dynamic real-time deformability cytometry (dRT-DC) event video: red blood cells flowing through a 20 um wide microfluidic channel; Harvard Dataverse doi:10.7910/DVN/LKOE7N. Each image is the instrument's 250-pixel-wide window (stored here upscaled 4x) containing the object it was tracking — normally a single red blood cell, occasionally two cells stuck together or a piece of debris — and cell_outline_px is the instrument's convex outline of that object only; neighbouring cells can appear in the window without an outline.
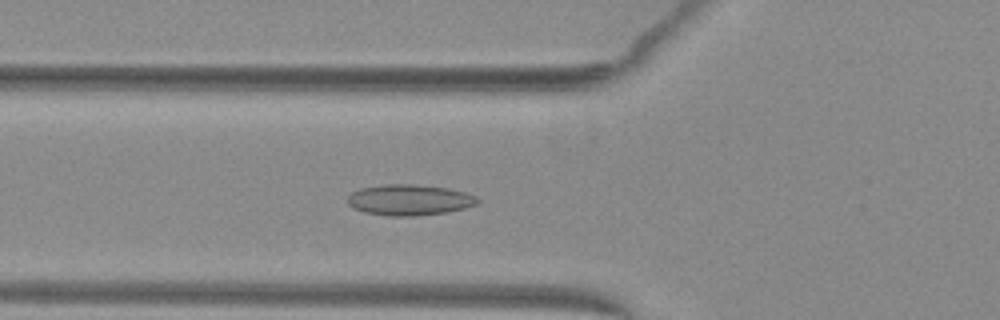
{"species": "common noctule bat (a hibernating species)", "species_latin": "Nyctalus noctula", "temperature_condition": "warm", "stored_images_in_passage": 37, "camera_frame_rate_fps": 3000, "um_per_image_px": 0.085, "animal": {"sex": "female", "body_mass_g": 29.2, "forearm_length_mm": 56.3}, "frame": {"image": 1, "passage_image": 5, "time_ms": 1.333, "image_size_px": [1000, 320], "cell_outline_px": [[480, 200], [476, 204], [464, 208], [448, 212], [416, 216], [388, 216], [364, 212], [352, 208], [348, 204], [348, 196], [352, 192], [360, 188], [384, 184], [416, 184], [448, 188], [464, 192], [476, 196]], "centroid_in_image_um": [34.78, 16.99], "position_along_channel_um": 91.0, "area_um2": 23.52}}
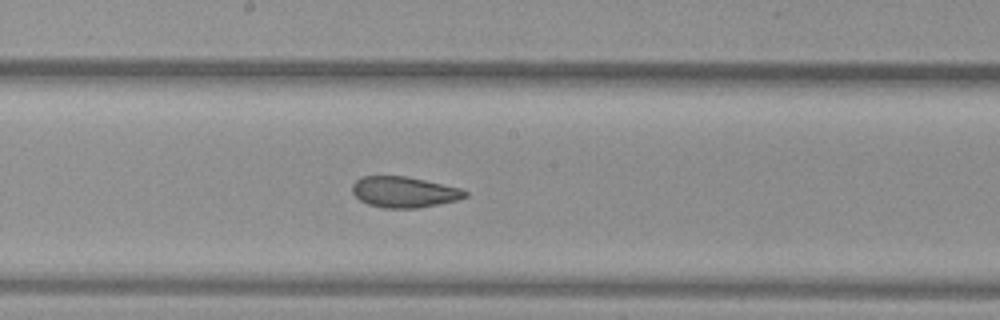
{"frame": {"image": 2, "passage_image": 14, "time_ms": 4.333, "image_size_px": [1000, 320], "cell_outline_px": [[468, 196], [456, 200], [416, 208], [384, 208], [368, 204], [360, 200], [352, 192], [352, 184], [356, 180], [364, 176], [404, 176], [424, 180], [460, 188], [468, 192]], "centroid_in_image_um": [34.32, 16.32], "position_along_channel_um": 213.9, "area_um2": 20.06}}
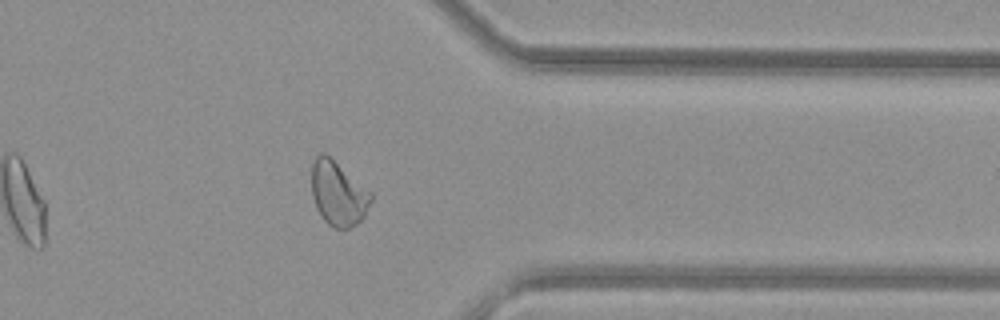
{"frame": {"image": 3, "passage_image": 27, "time_ms": 8.667, "image_size_px": [1000, 320], "cell_outline_px": [[372, 200], [364, 216], [356, 224], [348, 228], [336, 228], [328, 224], [320, 216], [316, 208], [312, 196], [312, 164], [316, 156], [320, 152], [324, 152], [372, 192]], "centroid_in_image_um": [28.74, 16.45], "position_along_channel_um": 382.7, "area_um2": 22.2}, "authors_computed_cell_mechanics": {"area_um2": 21.7328, "velocity_mm_per_s": 4.0839, "shape_relaxation_time_tau1_ms": null, "shape_relaxation_time_tau2_ms": 1.2838, "deformation_change_tau1": null, "deformation_change_tau2": 0.0797}}